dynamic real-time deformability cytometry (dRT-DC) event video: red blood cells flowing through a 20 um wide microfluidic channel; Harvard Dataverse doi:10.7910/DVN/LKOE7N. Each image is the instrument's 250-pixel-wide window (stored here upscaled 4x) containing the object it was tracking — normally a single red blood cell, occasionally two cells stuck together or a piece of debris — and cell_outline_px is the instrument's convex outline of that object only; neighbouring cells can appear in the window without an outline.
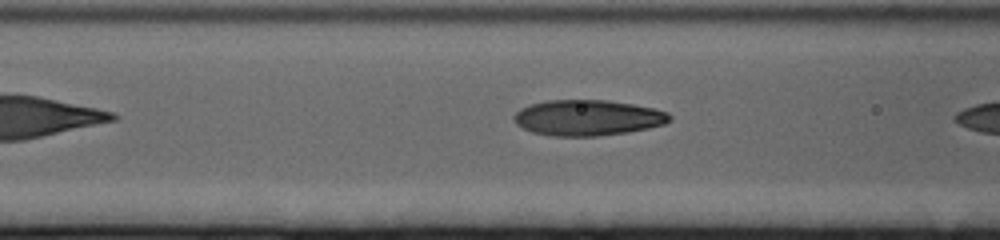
{"species": "human", "species_latin": "Homo sapiens", "temperature_condition": "cold", "stored_images_in_passage": 6, "camera_frame_rate_fps": 3000, "um_per_image_px": 0.085, "donor": {"sex": "female"}, "frame": {"image": 1, "passage_image": 5, "time_ms": 1.333, "image_size_px": [1000, 240], "cell_outline_px": [[672, 120], [664, 124], [648, 128], [628, 132], [596, 136], [552, 136], [532, 132], [516, 124], [512, 116], [520, 108], [532, 104], [548, 100], [608, 100], [632, 104], [652, 108], [668, 112], [672, 116]], "centroid_in_image_um": [49.96, 10.01], "position_along_channel_um": 116.6, "area_um2": 32.43}}